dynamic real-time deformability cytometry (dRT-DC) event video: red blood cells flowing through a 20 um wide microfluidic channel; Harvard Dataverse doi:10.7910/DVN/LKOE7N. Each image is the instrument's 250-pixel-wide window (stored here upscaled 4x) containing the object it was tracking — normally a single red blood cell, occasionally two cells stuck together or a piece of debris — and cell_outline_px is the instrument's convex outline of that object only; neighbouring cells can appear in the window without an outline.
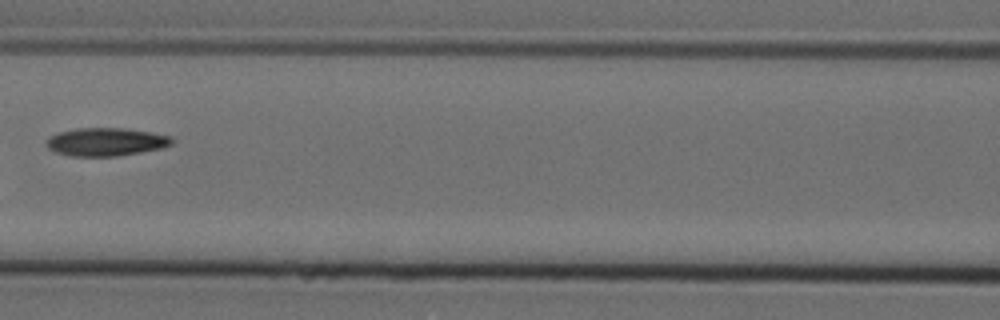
{"species": "Egyptian fruit bat (a non-hibernating species)", "species_latin": "Rousettus aegyptiacus", "temperature_condition": "cold", "stored_images_in_passage": 9, "camera_frame_rate_fps": 3000, "um_per_image_px": 0.085, "animal": {"sex": "female"}, "frame": {"image": 1, "passage_image": 7, "time_ms": 2.0, "image_size_px": [1000, 320], "cell_outline_px": [[172, 144], [160, 148], [140, 152], [116, 156], [72, 156], [56, 152], [48, 148], [44, 144], [44, 140], [60, 132], [76, 128], [124, 128], [152, 132], [172, 136]], "centroid_in_image_um": [8.99, 12.05], "position_along_channel_um": 157.6, "area_um2": 20.52}}
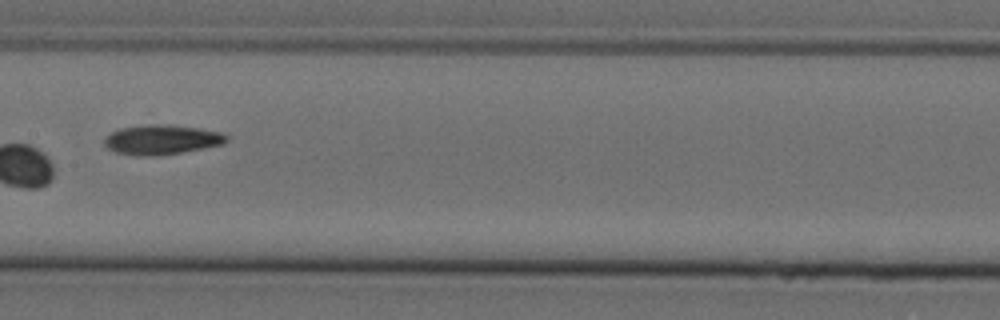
{"frame": {"image": 2, "passage_image": 8, "time_ms": 2.333, "image_size_px": [1000, 320], "cell_outline_px": [[228, 140], [224, 144], [204, 148], [156, 156], [136, 156], [116, 152], [108, 148], [104, 144], [104, 140], [112, 132], [120, 128], [152, 124], [164, 124], [200, 128], [224, 132], [228, 136]], "centroid_in_image_um": [13.79, 11.87], "position_along_channel_um": 193.6, "area_um2": 21.15}}